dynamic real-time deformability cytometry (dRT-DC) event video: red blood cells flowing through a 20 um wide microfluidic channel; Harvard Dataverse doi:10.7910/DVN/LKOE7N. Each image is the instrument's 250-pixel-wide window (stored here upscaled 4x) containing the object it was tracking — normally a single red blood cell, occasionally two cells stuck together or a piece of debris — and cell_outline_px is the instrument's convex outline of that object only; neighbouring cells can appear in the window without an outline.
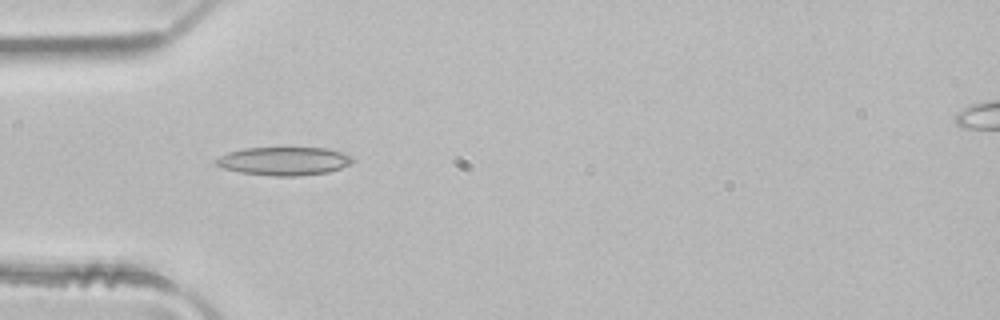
{"species": "common noctule bat (a hibernating species)", "species_latin": "Nyctalus noctula", "temperature_condition": "room temperature", "stored_images_in_passage": 1, "camera_frame_rate_fps": 3000, "um_per_image_px": 0.085, "animal": {"sex": "male", "body_mass_g": 21.5, "forearm_length_mm": 52.0}, "frame": {"image": 1, "passage_image": 1, "time_ms": 0.0, "image_size_px": [1000, 320], "cell_outline_px": [[356, 160], [352, 164], [328, 172], [300, 176], [272, 176], [240, 172], [224, 168], [216, 164], [212, 160], [228, 152], [244, 148], [328, 148], [352, 156]], "centroid_in_image_um": [24.16, 13.69], "position_along_channel_um": 60.8, "area_um2": 22.66}}